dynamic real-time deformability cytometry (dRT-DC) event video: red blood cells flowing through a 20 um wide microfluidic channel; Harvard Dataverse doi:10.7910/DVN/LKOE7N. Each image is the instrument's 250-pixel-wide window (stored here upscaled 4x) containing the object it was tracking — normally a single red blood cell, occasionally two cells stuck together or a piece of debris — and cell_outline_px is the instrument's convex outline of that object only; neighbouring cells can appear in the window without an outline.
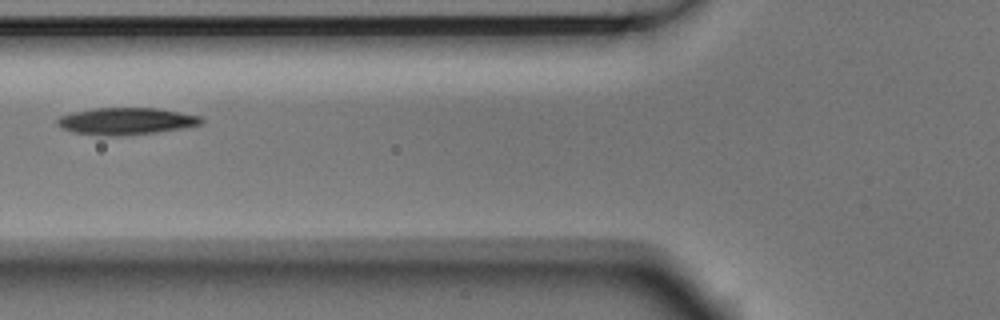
{"species": "Egyptian fruit bat (a non-hibernating species)", "species_latin": "Rousettus aegyptiacus", "temperature_condition": "room temperature", "stored_images_in_passage": 3, "camera_frame_rate_fps": 3000, "um_per_image_px": 0.085, "animal": {"sex": "male"}, "frame": {"image": 1, "passage_image": 3, "time_ms": 0.667, "image_size_px": [1000, 320], "cell_outline_px": [[204, 120], [200, 124], [184, 128], [156, 132], [124, 136], [100, 136], [72, 132], [60, 128], [56, 124], [56, 120], [60, 116], [72, 112], [92, 108], [160, 108], [200, 116]], "centroid_in_image_um": [10.67, 10.3], "position_along_channel_um": 115.1, "area_um2": 22.95}}